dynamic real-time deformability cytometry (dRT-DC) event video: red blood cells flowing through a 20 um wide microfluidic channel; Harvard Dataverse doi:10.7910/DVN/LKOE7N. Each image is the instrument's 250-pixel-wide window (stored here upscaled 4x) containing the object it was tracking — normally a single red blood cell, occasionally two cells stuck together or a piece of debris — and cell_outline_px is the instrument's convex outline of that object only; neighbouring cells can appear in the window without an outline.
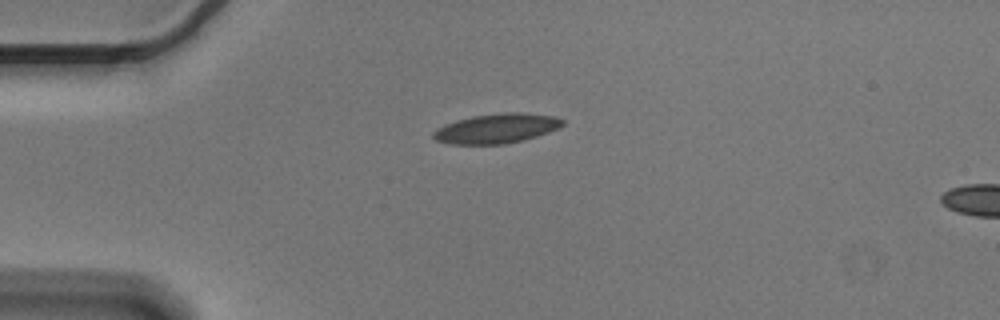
{"species": "Egyptian fruit bat (a non-hibernating species)", "species_latin": "Rousettus aegyptiacus", "temperature_condition": "cold", "stored_images_in_passage": 2, "camera_frame_rate_fps": 3000, "um_per_image_px": 0.085, "animal": {"sex": "male"}, "frame": {"image": 1, "passage_image": 1, "time_ms": 0.0, "image_size_px": [1000, 320], "cell_outline_px": [[564, 124], [548, 132], [524, 140], [504, 144], [448, 144], [436, 140], [432, 136], [432, 132], [436, 128], [456, 120], [472, 116], [504, 112], [520, 112], [552, 116], [564, 120]], "centroid_in_image_um": [42.16, 10.92], "position_along_channel_um": 42.8, "area_um2": 22.25}}